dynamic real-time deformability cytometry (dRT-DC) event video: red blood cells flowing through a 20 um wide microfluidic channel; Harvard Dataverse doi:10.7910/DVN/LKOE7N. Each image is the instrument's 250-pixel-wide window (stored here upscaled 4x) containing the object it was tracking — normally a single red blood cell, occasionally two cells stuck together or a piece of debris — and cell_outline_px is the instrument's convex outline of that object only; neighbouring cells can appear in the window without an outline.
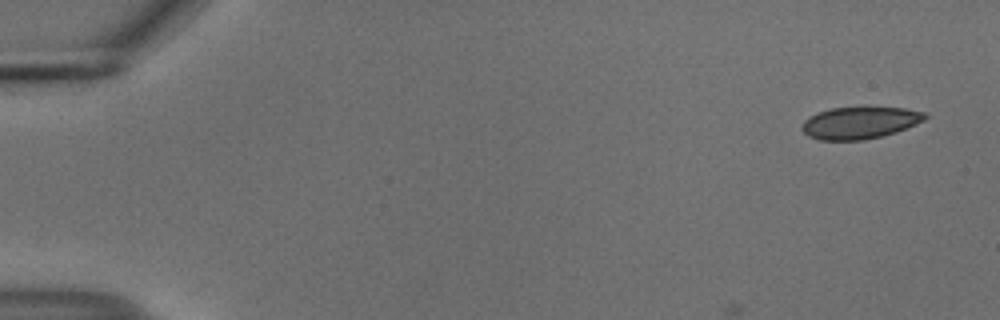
{"species": "common noctule bat (a hibernating species)", "species_latin": "Nyctalus noctula", "temperature_condition": "cold", "stored_images_in_passage": 3, "camera_frame_rate_fps": 3000, "um_per_image_px": 0.085, "animal": {"sex": "male", "body_mass_g": 18.8}, "frame": {"image": 1, "passage_image": 1, "time_ms": 0.0, "image_size_px": [1000, 320], "cell_outline_px": [[928, 116], [924, 120], [916, 124], [896, 132], [864, 140], [820, 140], [808, 136], [800, 128], [804, 120], [808, 116], [816, 112], [832, 108], [868, 104], [904, 108], [924, 112]], "centroid_in_image_um": [73.07, 10.38], "position_along_channel_um": 11.9, "area_um2": 23.87}}